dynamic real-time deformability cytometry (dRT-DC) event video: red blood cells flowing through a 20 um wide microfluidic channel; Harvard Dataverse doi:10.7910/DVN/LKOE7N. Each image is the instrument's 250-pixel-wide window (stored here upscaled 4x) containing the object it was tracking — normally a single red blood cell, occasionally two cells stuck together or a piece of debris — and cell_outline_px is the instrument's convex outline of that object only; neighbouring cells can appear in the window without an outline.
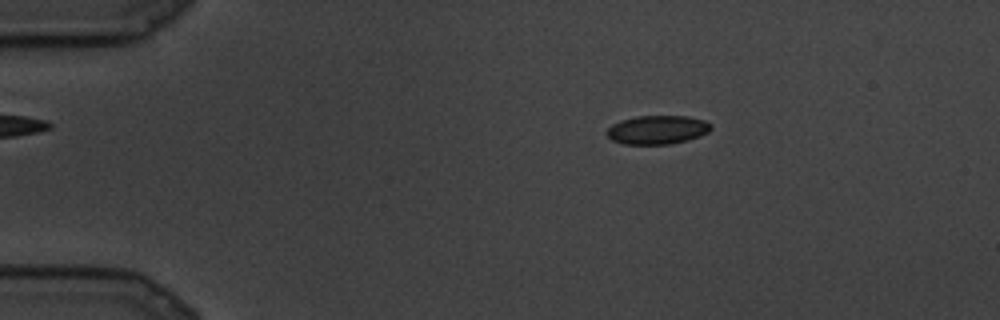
{"species": "common noctule bat (a hibernating species)", "species_latin": "Nyctalus noctula", "temperature_condition": "cold", "stored_images_in_passage": 83, "camera_frame_rate_fps": 3000, "um_per_image_px": 0.085, "animal": {"sex": "male", "body_mass_g": 19.5, "forearm_length_mm": 54.6}, "frame": {"image": 1, "passage_image": 9, "time_ms": 2.667, "image_size_px": [1000, 320], "cell_outline_px": [[712, 128], [708, 132], [700, 136], [688, 140], [668, 144], [624, 144], [612, 140], [604, 132], [612, 124], [620, 120], [636, 116], [688, 116], [704, 120], [712, 124]], "centroid_in_image_um": [55.87, 11.03], "position_along_channel_um": 29.1, "area_um2": 17.57}}
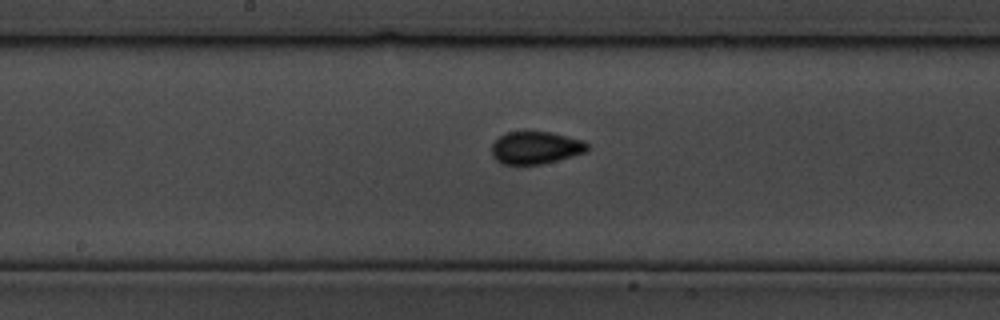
{"frame": {"image": 2, "passage_image": 40, "time_ms": 13.0, "image_size_px": [1000, 320], "cell_outline_px": [[588, 148], [584, 152], [572, 156], [540, 164], [500, 164], [492, 156], [492, 144], [500, 136], [508, 132], [552, 132], [584, 140], [588, 144]], "centroid_in_image_um": [45.52, 12.55], "position_along_channel_um": 202.7, "area_um2": 17.98}}
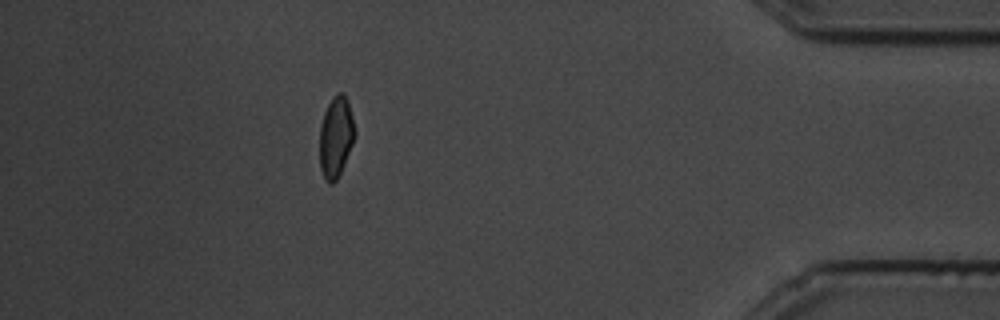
{"frame": {"image": 3, "passage_image": 73, "time_ms": 24.0, "image_size_px": [1000, 320], "cell_outline_px": [[356, 132], [352, 144], [344, 164], [336, 180], [332, 184], [328, 184], [324, 180], [320, 168], [320, 124], [324, 112], [332, 96], [336, 92], [340, 92], [348, 100]], "centroid_in_image_um": [28.53, 11.64], "position_along_channel_um": 406.7, "area_um2": 16.65}}